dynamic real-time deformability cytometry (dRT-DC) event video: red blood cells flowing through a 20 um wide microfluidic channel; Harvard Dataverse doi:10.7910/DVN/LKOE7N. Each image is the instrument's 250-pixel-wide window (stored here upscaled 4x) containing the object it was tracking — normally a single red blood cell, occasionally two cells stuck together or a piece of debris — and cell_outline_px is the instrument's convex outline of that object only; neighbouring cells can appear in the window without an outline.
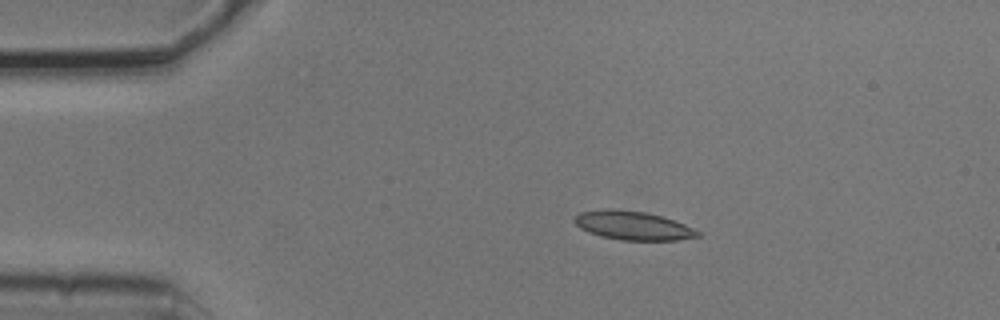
{"species": "common noctule bat (a hibernating species)", "species_latin": "Nyctalus noctula", "temperature_condition": "cold", "stored_images_in_passage": 3, "camera_frame_rate_fps": 3000, "um_per_image_px": 0.085, "animal": {"sex": "male", "body_mass_g": 20.5, "forearm_length_mm": 52.5}, "frame": {"image": 1, "passage_image": 1, "time_ms": 0.0, "image_size_px": [1000, 320], "cell_outline_px": [[704, 236], [676, 240], [620, 240], [600, 236], [588, 232], [580, 228], [572, 220], [580, 212], [604, 208], [612, 208], [644, 212], [660, 216], [684, 224], [704, 232]], "centroid_in_image_um": [53.82, 19.17], "position_along_channel_um": 31.2, "area_um2": 20.87}}
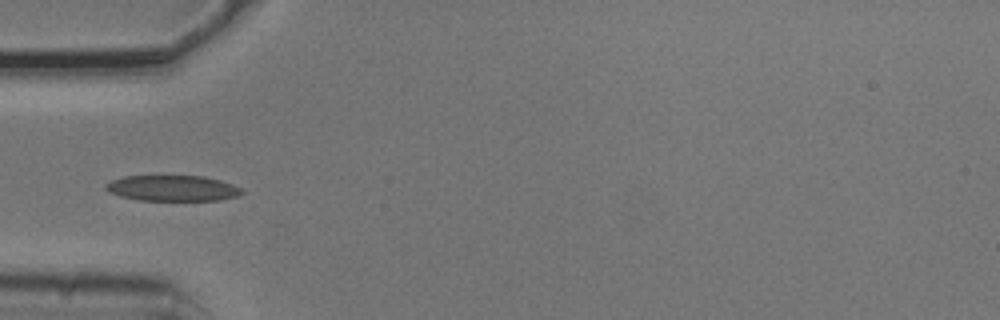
{"frame": {"image": 2, "passage_image": 3, "time_ms": 0.667, "image_size_px": [1000, 320], "cell_outline_px": [[244, 192], [236, 196], [220, 200], [140, 200], [120, 196], [108, 192], [104, 188], [104, 184], [112, 180], [124, 176], [204, 176], [220, 180], [232, 184], [240, 188]], "centroid_in_image_um": [14.63, 15.99], "position_along_channel_um": 70.4, "area_um2": 20.35}}